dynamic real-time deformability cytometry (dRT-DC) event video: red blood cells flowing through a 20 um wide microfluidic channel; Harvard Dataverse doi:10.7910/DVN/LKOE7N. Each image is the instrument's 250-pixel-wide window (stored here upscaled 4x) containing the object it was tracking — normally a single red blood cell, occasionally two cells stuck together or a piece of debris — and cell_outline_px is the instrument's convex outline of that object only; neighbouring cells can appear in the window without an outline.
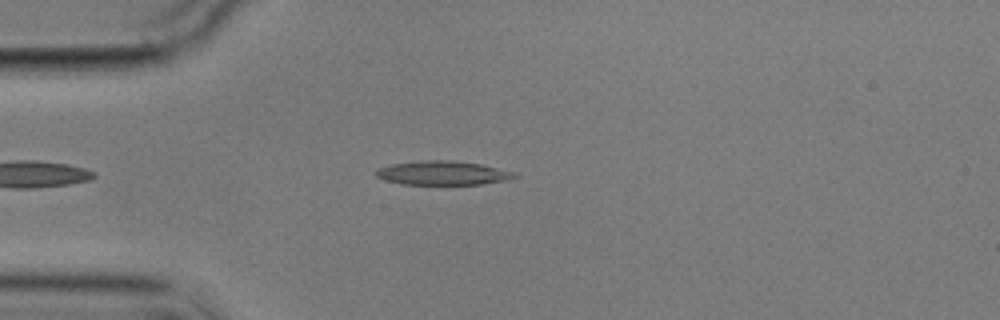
{"species": "common noctule bat (a hibernating species)", "species_latin": "Nyctalus noctula", "temperature_condition": "cold", "stored_images_in_passage": 2, "camera_frame_rate_fps": 3000, "um_per_image_px": 0.085, "animal": {"sex": "male", "body_mass_g": 17.9}, "frame": {"image": 1, "passage_image": 2, "time_ms": 2.0, "image_size_px": [1000, 320], "cell_outline_px": [[520, 176], [508, 180], [480, 184], [400, 184], [384, 180], [376, 176], [372, 172], [376, 168], [392, 164], [420, 160], [452, 160], [480, 164], [512, 172]], "centroid_in_image_um": [37.55, 14.7], "position_along_channel_um": 47.4, "area_um2": 19.42}}